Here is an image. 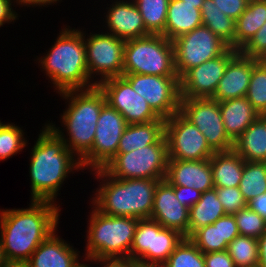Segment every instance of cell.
Here are the masks:
<instances>
[{"label":"cell","instance_id":"6da1fadb","mask_svg":"<svg viewBox=\"0 0 266 267\" xmlns=\"http://www.w3.org/2000/svg\"><path fill=\"white\" fill-rule=\"evenodd\" d=\"M59 207L32 200L29 208L0 212V243L8 265H24L39 245L55 230Z\"/></svg>","mask_w":266,"mask_h":267},{"label":"cell","instance_id":"7a4b0ae2","mask_svg":"<svg viewBox=\"0 0 266 267\" xmlns=\"http://www.w3.org/2000/svg\"><path fill=\"white\" fill-rule=\"evenodd\" d=\"M41 131L31 150V199L54 203L68 173L74 168L81 169L82 165L48 124Z\"/></svg>","mask_w":266,"mask_h":267},{"label":"cell","instance_id":"3957f363","mask_svg":"<svg viewBox=\"0 0 266 267\" xmlns=\"http://www.w3.org/2000/svg\"><path fill=\"white\" fill-rule=\"evenodd\" d=\"M92 171L97 179H106L92 199L96 210L109 216L150 218L156 187L164 179H115L103 168Z\"/></svg>","mask_w":266,"mask_h":267},{"label":"cell","instance_id":"277c9868","mask_svg":"<svg viewBox=\"0 0 266 267\" xmlns=\"http://www.w3.org/2000/svg\"><path fill=\"white\" fill-rule=\"evenodd\" d=\"M84 38L82 31L64 28L48 54L39 60L60 93L97 86L90 82Z\"/></svg>","mask_w":266,"mask_h":267},{"label":"cell","instance_id":"5b68a950","mask_svg":"<svg viewBox=\"0 0 266 267\" xmlns=\"http://www.w3.org/2000/svg\"><path fill=\"white\" fill-rule=\"evenodd\" d=\"M59 94H62L67 101L69 99L68 108L61 116L69 140L64 138V133L55 125H51L52 123L48 125L63 139L66 147L81 160L93 146L96 124L106 98L98 86Z\"/></svg>","mask_w":266,"mask_h":267},{"label":"cell","instance_id":"8992f818","mask_svg":"<svg viewBox=\"0 0 266 267\" xmlns=\"http://www.w3.org/2000/svg\"><path fill=\"white\" fill-rule=\"evenodd\" d=\"M90 215L85 259L130 258V248L139 219L109 216L96 209Z\"/></svg>","mask_w":266,"mask_h":267},{"label":"cell","instance_id":"52a82bcc","mask_svg":"<svg viewBox=\"0 0 266 267\" xmlns=\"http://www.w3.org/2000/svg\"><path fill=\"white\" fill-rule=\"evenodd\" d=\"M123 74L178 77L172 41L161 34L125 40Z\"/></svg>","mask_w":266,"mask_h":267},{"label":"cell","instance_id":"ba28073f","mask_svg":"<svg viewBox=\"0 0 266 267\" xmlns=\"http://www.w3.org/2000/svg\"><path fill=\"white\" fill-rule=\"evenodd\" d=\"M169 162L165 135L155 144L117 153L103 168L115 179H165Z\"/></svg>","mask_w":266,"mask_h":267},{"label":"cell","instance_id":"9c48e42d","mask_svg":"<svg viewBox=\"0 0 266 267\" xmlns=\"http://www.w3.org/2000/svg\"><path fill=\"white\" fill-rule=\"evenodd\" d=\"M184 236L162 227L152 218L139 219L130 248V258L143 267H161Z\"/></svg>","mask_w":266,"mask_h":267},{"label":"cell","instance_id":"30bf717a","mask_svg":"<svg viewBox=\"0 0 266 267\" xmlns=\"http://www.w3.org/2000/svg\"><path fill=\"white\" fill-rule=\"evenodd\" d=\"M172 43L175 69L179 78L191 68L222 55L229 48L204 25L177 37Z\"/></svg>","mask_w":266,"mask_h":267},{"label":"cell","instance_id":"8fae6325","mask_svg":"<svg viewBox=\"0 0 266 267\" xmlns=\"http://www.w3.org/2000/svg\"><path fill=\"white\" fill-rule=\"evenodd\" d=\"M179 112L201 131L214 152L234 149V142L225 131L218 101L211 98L181 99Z\"/></svg>","mask_w":266,"mask_h":267},{"label":"cell","instance_id":"7c38bea8","mask_svg":"<svg viewBox=\"0 0 266 267\" xmlns=\"http://www.w3.org/2000/svg\"><path fill=\"white\" fill-rule=\"evenodd\" d=\"M91 150L80 160L82 168H104L117 154L119 141L128 123L122 114L107 102L103 105Z\"/></svg>","mask_w":266,"mask_h":267},{"label":"cell","instance_id":"4fadbf2b","mask_svg":"<svg viewBox=\"0 0 266 267\" xmlns=\"http://www.w3.org/2000/svg\"><path fill=\"white\" fill-rule=\"evenodd\" d=\"M132 89L142 96L161 118H170L179 112L180 78L143 74H123Z\"/></svg>","mask_w":266,"mask_h":267},{"label":"cell","instance_id":"5bb4252c","mask_svg":"<svg viewBox=\"0 0 266 267\" xmlns=\"http://www.w3.org/2000/svg\"><path fill=\"white\" fill-rule=\"evenodd\" d=\"M165 138L169 159L199 161L215 153L201 131L180 112L165 119Z\"/></svg>","mask_w":266,"mask_h":267},{"label":"cell","instance_id":"9a60e30c","mask_svg":"<svg viewBox=\"0 0 266 267\" xmlns=\"http://www.w3.org/2000/svg\"><path fill=\"white\" fill-rule=\"evenodd\" d=\"M85 41L88 74L101 75L96 85L103 80L123 75L125 40L108 32L92 34ZM98 73V74H97Z\"/></svg>","mask_w":266,"mask_h":267},{"label":"cell","instance_id":"2e32d148","mask_svg":"<svg viewBox=\"0 0 266 267\" xmlns=\"http://www.w3.org/2000/svg\"><path fill=\"white\" fill-rule=\"evenodd\" d=\"M97 86L104 93L106 102L122 114L128 124L147 123L160 118L123 76L103 80Z\"/></svg>","mask_w":266,"mask_h":267},{"label":"cell","instance_id":"e0dca14e","mask_svg":"<svg viewBox=\"0 0 266 267\" xmlns=\"http://www.w3.org/2000/svg\"><path fill=\"white\" fill-rule=\"evenodd\" d=\"M238 52L237 49L229 47L222 55L188 70L180 78L181 99L212 98L228 62Z\"/></svg>","mask_w":266,"mask_h":267},{"label":"cell","instance_id":"ac0fdd59","mask_svg":"<svg viewBox=\"0 0 266 267\" xmlns=\"http://www.w3.org/2000/svg\"><path fill=\"white\" fill-rule=\"evenodd\" d=\"M150 218L162 227L175 230L189 238V208L176 198L174 186L166 179L161 180L156 187Z\"/></svg>","mask_w":266,"mask_h":267},{"label":"cell","instance_id":"d6986e66","mask_svg":"<svg viewBox=\"0 0 266 267\" xmlns=\"http://www.w3.org/2000/svg\"><path fill=\"white\" fill-rule=\"evenodd\" d=\"M257 62V58L244 56L239 51L228 62L224 75L211 99L221 102L246 96L253 66Z\"/></svg>","mask_w":266,"mask_h":267},{"label":"cell","instance_id":"ffe728a7","mask_svg":"<svg viewBox=\"0 0 266 267\" xmlns=\"http://www.w3.org/2000/svg\"><path fill=\"white\" fill-rule=\"evenodd\" d=\"M165 179L173 186L191 187L201 193L215 188L210 159H169Z\"/></svg>","mask_w":266,"mask_h":267},{"label":"cell","instance_id":"44dd1931","mask_svg":"<svg viewBox=\"0 0 266 267\" xmlns=\"http://www.w3.org/2000/svg\"><path fill=\"white\" fill-rule=\"evenodd\" d=\"M114 3L106 15V23L110 31L109 34L123 40L150 35L146 30L143 17L140 15L134 2L117 0Z\"/></svg>","mask_w":266,"mask_h":267},{"label":"cell","instance_id":"7402d4cb","mask_svg":"<svg viewBox=\"0 0 266 267\" xmlns=\"http://www.w3.org/2000/svg\"><path fill=\"white\" fill-rule=\"evenodd\" d=\"M55 233L39 245L24 264L25 267H76L79 264L77 251Z\"/></svg>","mask_w":266,"mask_h":267},{"label":"cell","instance_id":"603a6c76","mask_svg":"<svg viewBox=\"0 0 266 267\" xmlns=\"http://www.w3.org/2000/svg\"><path fill=\"white\" fill-rule=\"evenodd\" d=\"M202 4H189L185 1L170 0L164 33L170 41L191 32L202 25Z\"/></svg>","mask_w":266,"mask_h":267},{"label":"cell","instance_id":"cb8c5ba5","mask_svg":"<svg viewBox=\"0 0 266 267\" xmlns=\"http://www.w3.org/2000/svg\"><path fill=\"white\" fill-rule=\"evenodd\" d=\"M219 107L225 131L233 142L260 116L246 96L221 101Z\"/></svg>","mask_w":266,"mask_h":267},{"label":"cell","instance_id":"d4e9b609","mask_svg":"<svg viewBox=\"0 0 266 267\" xmlns=\"http://www.w3.org/2000/svg\"><path fill=\"white\" fill-rule=\"evenodd\" d=\"M165 135V119L128 124L122 133L117 153H127L157 143Z\"/></svg>","mask_w":266,"mask_h":267},{"label":"cell","instance_id":"484cf974","mask_svg":"<svg viewBox=\"0 0 266 267\" xmlns=\"http://www.w3.org/2000/svg\"><path fill=\"white\" fill-rule=\"evenodd\" d=\"M244 162L234 150L215 152L210 158L214 187H239Z\"/></svg>","mask_w":266,"mask_h":267},{"label":"cell","instance_id":"4316f807","mask_svg":"<svg viewBox=\"0 0 266 267\" xmlns=\"http://www.w3.org/2000/svg\"><path fill=\"white\" fill-rule=\"evenodd\" d=\"M233 150L244 161L266 162V122L260 116L234 142Z\"/></svg>","mask_w":266,"mask_h":267},{"label":"cell","instance_id":"83f0119b","mask_svg":"<svg viewBox=\"0 0 266 267\" xmlns=\"http://www.w3.org/2000/svg\"><path fill=\"white\" fill-rule=\"evenodd\" d=\"M266 21V0H249L245 11L236 20L234 49L240 51Z\"/></svg>","mask_w":266,"mask_h":267},{"label":"cell","instance_id":"f1b7e54d","mask_svg":"<svg viewBox=\"0 0 266 267\" xmlns=\"http://www.w3.org/2000/svg\"><path fill=\"white\" fill-rule=\"evenodd\" d=\"M226 213L218 199L216 189L205 191L199 201L189 208V237L198 229L213 224Z\"/></svg>","mask_w":266,"mask_h":267},{"label":"cell","instance_id":"f546056e","mask_svg":"<svg viewBox=\"0 0 266 267\" xmlns=\"http://www.w3.org/2000/svg\"><path fill=\"white\" fill-rule=\"evenodd\" d=\"M202 25L207 26L217 37L234 49L236 21L219 9L213 0H204L201 6Z\"/></svg>","mask_w":266,"mask_h":267},{"label":"cell","instance_id":"4dcf8cb0","mask_svg":"<svg viewBox=\"0 0 266 267\" xmlns=\"http://www.w3.org/2000/svg\"><path fill=\"white\" fill-rule=\"evenodd\" d=\"M239 190L247 203L258 195L266 193V162H244Z\"/></svg>","mask_w":266,"mask_h":267},{"label":"cell","instance_id":"1f68e13d","mask_svg":"<svg viewBox=\"0 0 266 267\" xmlns=\"http://www.w3.org/2000/svg\"><path fill=\"white\" fill-rule=\"evenodd\" d=\"M170 0H133L150 34H163Z\"/></svg>","mask_w":266,"mask_h":267},{"label":"cell","instance_id":"d6a6232c","mask_svg":"<svg viewBox=\"0 0 266 267\" xmlns=\"http://www.w3.org/2000/svg\"><path fill=\"white\" fill-rule=\"evenodd\" d=\"M227 251L236 267H258V239L238 235L228 244Z\"/></svg>","mask_w":266,"mask_h":267},{"label":"cell","instance_id":"836d02e7","mask_svg":"<svg viewBox=\"0 0 266 267\" xmlns=\"http://www.w3.org/2000/svg\"><path fill=\"white\" fill-rule=\"evenodd\" d=\"M161 267H205L204 253L184 237Z\"/></svg>","mask_w":266,"mask_h":267},{"label":"cell","instance_id":"e575fe53","mask_svg":"<svg viewBox=\"0 0 266 267\" xmlns=\"http://www.w3.org/2000/svg\"><path fill=\"white\" fill-rule=\"evenodd\" d=\"M189 239L203 253L227 250L228 243L221 242L220 218L213 224L196 230Z\"/></svg>","mask_w":266,"mask_h":267},{"label":"cell","instance_id":"d590c367","mask_svg":"<svg viewBox=\"0 0 266 267\" xmlns=\"http://www.w3.org/2000/svg\"><path fill=\"white\" fill-rule=\"evenodd\" d=\"M246 98L260 115L266 114V66L259 62L253 66Z\"/></svg>","mask_w":266,"mask_h":267},{"label":"cell","instance_id":"8d00e7d4","mask_svg":"<svg viewBox=\"0 0 266 267\" xmlns=\"http://www.w3.org/2000/svg\"><path fill=\"white\" fill-rule=\"evenodd\" d=\"M233 215L240 235L259 239L266 231V220L249 206Z\"/></svg>","mask_w":266,"mask_h":267},{"label":"cell","instance_id":"74e56055","mask_svg":"<svg viewBox=\"0 0 266 267\" xmlns=\"http://www.w3.org/2000/svg\"><path fill=\"white\" fill-rule=\"evenodd\" d=\"M24 133L20 127L13 124H5L0 130V160L10 158L22 148L27 146Z\"/></svg>","mask_w":266,"mask_h":267},{"label":"cell","instance_id":"f35d334b","mask_svg":"<svg viewBox=\"0 0 266 267\" xmlns=\"http://www.w3.org/2000/svg\"><path fill=\"white\" fill-rule=\"evenodd\" d=\"M215 189L226 214L233 215L248 206L239 187H215Z\"/></svg>","mask_w":266,"mask_h":267},{"label":"cell","instance_id":"ab89813d","mask_svg":"<svg viewBox=\"0 0 266 267\" xmlns=\"http://www.w3.org/2000/svg\"><path fill=\"white\" fill-rule=\"evenodd\" d=\"M264 50H266V21L240 52L244 56L258 58Z\"/></svg>","mask_w":266,"mask_h":267},{"label":"cell","instance_id":"60d3db41","mask_svg":"<svg viewBox=\"0 0 266 267\" xmlns=\"http://www.w3.org/2000/svg\"><path fill=\"white\" fill-rule=\"evenodd\" d=\"M225 15L237 20L248 6L249 0H213Z\"/></svg>","mask_w":266,"mask_h":267},{"label":"cell","instance_id":"b9f144b4","mask_svg":"<svg viewBox=\"0 0 266 267\" xmlns=\"http://www.w3.org/2000/svg\"><path fill=\"white\" fill-rule=\"evenodd\" d=\"M221 242L228 244L240 235L234 215L226 214L220 218Z\"/></svg>","mask_w":266,"mask_h":267},{"label":"cell","instance_id":"7bdbcfd3","mask_svg":"<svg viewBox=\"0 0 266 267\" xmlns=\"http://www.w3.org/2000/svg\"><path fill=\"white\" fill-rule=\"evenodd\" d=\"M205 267H236L227 250L204 253Z\"/></svg>","mask_w":266,"mask_h":267},{"label":"cell","instance_id":"ee69618b","mask_svg":"<svg viewBox=\"0 0 266 267\" xmlns=\"http://www.w3.org/2000/svg\"><path fill=\"white\" fill-rule=\"evenodd\" d=\"M175 196L187 208L194 206L201 197V192L191 187L174 186Z\"/></svg>","mask_w":266,"mask_h":267},{"label":"cell","instance_id":"f6af8a7d","mask_svg":"<svg viewBox=\"0 0 266 267\" xmlns=\"http://www.w3.org/2000/svg\"><path fill=\"white\" fill-rule=\"evenodd\" d=\"M94 262H99L102 267H142L137 261L131 258H103L93 259ZM103 262V263H102Z\"/></svg>","mask_w":266,"mask_h":267},{"label":"cell","instance_id":"bcb514c9","mask_svg":"<svg viewBox=\"0 0 266 267\" xmlns=\"http://www.w3.org/2000/svg\"><path fill=\"white\" fill-rule=\"evenodd\" d=\"M12 0H0V26L15 20L18 16L12 9Z\"/></svg>","mask_w":266,"mask_h":267},{"label":"cell","instance_id":"7dc6e473","mask_svg":"<svg viewBox=\"0 0 266 267\" xmlns=\"http://www.w3.org/2000/svg\"><path fill=\"white\" fill-rule=\"evenodd\" d=\"M248 206L266 220V193L253 198Z\"/></svg>","mask_w":266,"mask_h":267},{"label":"cell","instance_id":"c3c4849f","mask_svg":"<svg viewBox=\"0 0 266 267\" xmlns=\"http://www.w3.org/2000/svg\"><path fill=\"white\" fill-rule=\"evenodd\" d=\"M259 264L258 267H266V231L258 239Z\"/></svg>","mask_w":266,"mask_h":267},{"label":"cell","instance_id":"681fc988","mask_svg":"<svg viewBox=\"0 0 266 267\" xmlns=\"http://www.w3.org/2000/svg\"><path fill=\"white\" fill-rule=\"evenodd\" d=\"M59 0H16V3L19 4V5H40V6H45V4L49 5V4H52L54 2H57Z\"/></svg>","mask_w":266,"mask_h":267},{"label":"cell","instance_id":"f907efd6","mask_svg":"<svg viewBox=\"0 0 266 267\" xmlns=\"http://www.w3.org/2000/svg\"><path fill=\"white\" fill-rule=\"evenodd\" d=\"M7 266H8V264L6 263L5 258L3 256L2 246L0 243V267H7Z\"/></svg>","mask_w":266,"mask_h":267},{"label":"cell","instance_id":"816d5d0a","mask_svg":"<svg viewBox=\"0 0 266 267\" xmlns=\"http://www.w3.org/2000/svg\"><path fill=\"white\" fill-rule=\"evenodd\" d=\"M257 61L262 65L266 66V50L257 58Z\"/></svg>","mask_w":266,"mask_h":267},{"label":"cell","instance_id":"f5cc1de1","mask_svg":"<svg viewBox=\"0 0 266 267\" xmlns=\"http://www.w3.org/2000/svg\"><path fill=\"white\" fill-rule=\"evenodd\" d=\"M180 1H185L186 3L189 4H203L204 0H180Z\"/></svg>","mask_w":266,"mask_h":267},{"label":"cell","instance_id":"db71d44e","mask_svg":"<svg viewBox=\"0 0 266 267\" xmlns=\"http://www.w3.org/2000/svg\"><path fill=\"white\" fill-rule=\"evenodd\" d=\"M76 267H90V265L79 263Z\"/></svg>","mask_w":266,"mask_h":267},{"label":"cell","instance_id":"11a10c76","mask_svg":"<svg viewBox=\"0 0 266 267\" xmlns=\"http://www.w3.org/2000/svg\"><path fill=\"white\" fill-rule=\"evenodd\" d=\"M7 267H25L24 265H8Z\"/></svg>","mask_w":266,"mask_h":267},{"label":"cell","instance_id":"9f6ffc18","mask_svg":"<svg viewBox=\"0 0 266 267\" xmlns=\"http://www.w3.org/2000/svg\"><path fill=\"white\" fill-rule=\"evenodd\" d=\"M260 117L266 122V114H262Z\"/></svg>","mask_w":266,"mask_h":267},{"label":"cell","instance_id":"6f0895ef","mask_svg":"<svg viewBox=\"0 0 266 267\" xmlns=\"http://www.w3.org/2000/svg\"><path fill=\"white\" fill-rule=\"evenodd\" d=\"M5 124L3 123L2 124V122L0 121V130H1V128L4 126Z\"/></svg>","mask_w":266,"mask_h":267}]
</instances>
